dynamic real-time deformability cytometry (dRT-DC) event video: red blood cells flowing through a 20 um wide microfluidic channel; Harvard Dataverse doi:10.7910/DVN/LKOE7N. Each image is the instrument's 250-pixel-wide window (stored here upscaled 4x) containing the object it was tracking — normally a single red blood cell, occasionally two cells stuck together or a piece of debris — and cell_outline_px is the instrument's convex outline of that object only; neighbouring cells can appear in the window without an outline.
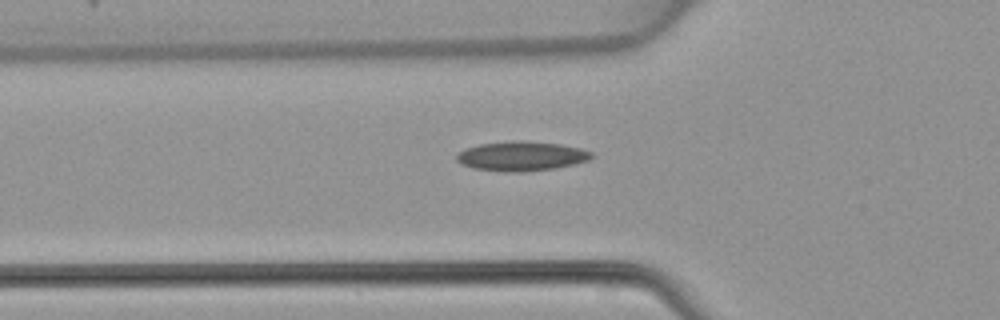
{"species": "common noctule bat (a hibernating species)", "species_latin": "Nyctalus noctula", "temperature_condition": "warm", "stored_images_in_passage": 35, "segment_of_instrument_passage": [1, 2], "camera_frame_rate_fps": 3000, "um_per_image_px": 0.085, "animal": {"sex": "female", "body_mass_g": 22.7, "forearm_length_mm": 54.2}, "frame": {"image": 1, "passage_image": 6, "time_ms": 1.667, "image_size_px": [1000, 320], "cell_outline_px": [[592, 156], [588, 160], [556, 168], [520, 172], [504, 172], [472, 168], [456, 160], [456, 156], [464, 148], [480, 144], [512, 140], [516, 140], [560, 144], [580, 148], [592, 152]], "centroid_in_image_um": [44.29, 13.27], "position_along_channel_um": 81.5, "area_um2": 23.06}}
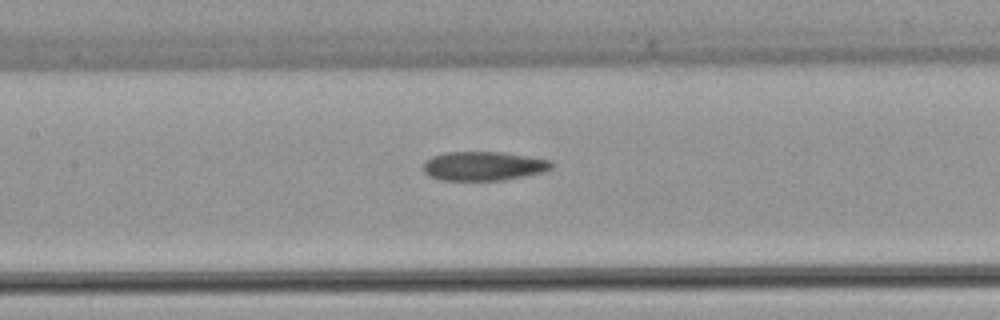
{"frame": {"image": 2, "passage_image": 12, "time_ms": 3.667, "image_size_px": [1000, 320], "cell_outline_px": [[552, 168], [544, 172], [524, 176], [500, 180], [444, 180], [428, 176], [424, 172], [424, 164], [432, 156], [448, 152], [500, 152], [552, 160]], "centroid_in_image_um": [41.12, 14.11], "position_along_channel_um": 166.3, "area_um2": 21.5}}
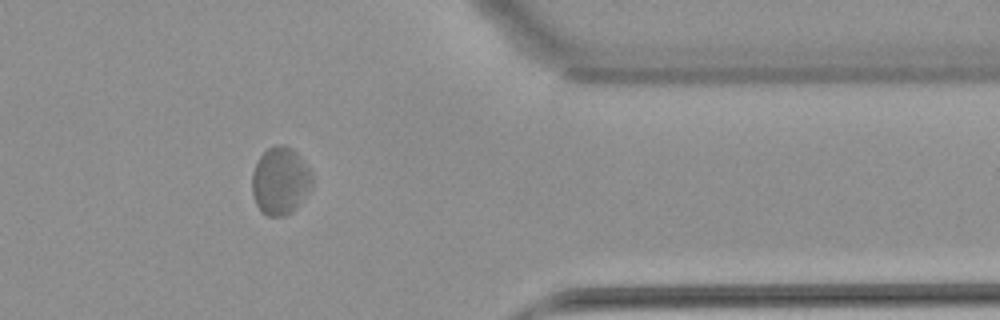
{"frame": {"image": 3, "passage_image": 29, "time_ms": 9.333, "image_size_px": [1000, 320], "cell_outline_px": [[312, 188], [296, 208], [292, 212], [284, 216], [268, 216], [260, 212], [256, 204], [252, 192], [252, 172], [260, 156], [268, 148], [276, 144], [284, 144], [292, 148], [300, 156], [312, 172]], "centroid_in_image_um": [23.83, 15.38], "position_along_channel_um": 387.6, "area_um2": 23.93}}